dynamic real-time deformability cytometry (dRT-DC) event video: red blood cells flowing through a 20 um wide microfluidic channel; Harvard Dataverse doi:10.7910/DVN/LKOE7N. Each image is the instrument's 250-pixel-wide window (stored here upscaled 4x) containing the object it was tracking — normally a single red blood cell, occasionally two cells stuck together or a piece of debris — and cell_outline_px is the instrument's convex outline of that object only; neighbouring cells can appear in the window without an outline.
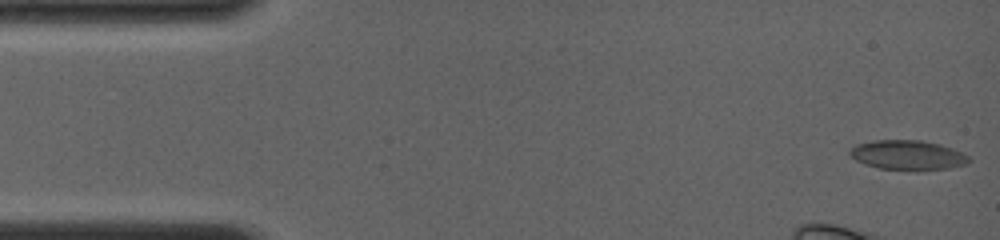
{"species": "common noctule bat (a hibernating species)", "species_latin": "Nyctalus noctula", "temperature_condition": "room temperature", "stored_images_in_passage": 33, "camera_frame_rate_fps": 4000, "um_per_image_px": 0.085, "animal": {"sex": "female", "body_mass_g": 19.0, "forearm_length_mm": 56.7}, "frame": {"image": 1, "passage_image": 1, "time_ms": 0.0, "image_size_px": [1000, 240], "cell_outline_px": [[972, 160], [964, 164], [948, 168], [880, 168], [864, 164], [856, 160], [848, 152], [848, 148], [856, 144], [872, 140], [920, 140], [940, 144], [952, 148], [968, 156]], "centroid_in_image_um": [77.09, 13.14], "position_along_channel_um": 7.9, "area_um2": 19.94}}
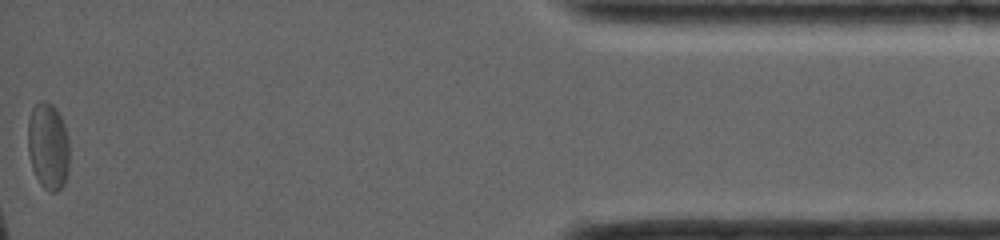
{"frame": {"image": 2, "passage_image": 33, "time_ms": 15.25, "image_size_px": [1000, 240], "cell_outline_px": [[68, 172], [64, 184], [56, 192], [48, 192], [40, 184], [32, 168], [28, 152], [28, 120], [32, 108], [40, 100], [44, 100], [52, 104], [56, 108], [64, 124], [68, 136]], "centroid_in_image_um": [4.08, 12.42], "position_along_channel_um": 431.1, "area_um2": 21.15}, "authors_computed_cell_mechanics": {"area_um2": 17.9758, "velocity_mm_per_s": 4.0138, "shape_relaxation_time_tau1_ms": null, "shape_relaxation_time_tau2_ms": 3.71, "deformation_change_tau1": null, "deformation_change_tau2": 0.0644}}